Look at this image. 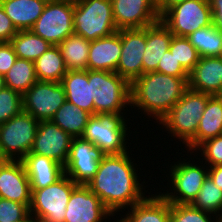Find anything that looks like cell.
Masks as SVG:
<instances>
[{
  "instance_id": "7dc6e473",
  "label": "cell",
  "mask_w": 222,
  "mask_h": 222,
  "mask_svg": "<svg viewBox=\"0 0 222 222\" xmlns=\"http://www.w3.org/2000/svg\"><path fill=\"white\" fill-rule=\"evenodd\" d=\"M46 2H53V1H59V0H44Z\"/></svg>"
},
{
  "instance_id": "7bdbcfd3",
  "label": "cell",
  "mask_w": 222,
  "mask_h": 222,
  "mask_svg": "<svg viewBox=\"0 0 222 222\" xmlns=\"http://www.w3.org/2000/svg\"><path fill=\"white\" fill-rule=\"evenodd\" d=\"M184 1L185 0H156L157 12L161 17L167 10Z\"/></svg>"
},
{
  "instance_id": "bcb514c9",
  "label": "cell",
  "mask_w": 222,
  "mask_h": 222,
  "mask_svg": "<svg viewBox=\"0 0 222 222\" xmlns=\"http://www.w3.org/2000/svg\"><path fill=\"white\" fill-rule=\"evenodd\" d=\"M5 87L4 76L0 75V91Z\"/></svg>"
},
{
  "instance_id": "603a6c76",
  "label": "cell",
  "mask_w": 222,
  "mask_h": 222,
  "mask_svg": "<svg viewBox=\"0 0 222 222\" xmlns=\"http://www.w3.org/2000/svg\"><path fill=\"white\" fill-rule=\"evenodd\" d=\"M219 135H222V95H213L208 99L196 136L182 150L193 152L201 143Z\"/></svg>"
},
{
  "instance_id": "e0dca14e",
  "label": "cell",
  "mask_w": 222,
  "mask_h": 222,
  "mask_svg": "<svg viewBox=\"0 0 222 222\" xmlns=\"http://www.w3.org/2000/svg\"><path fill=\"white\" fill-rule=\"evenodd\" d=\"M115 25L120 29L145 28L160 20L156 0H111Z\"/></svg>"
},
{
  "instance_id": "5bb4252c",
  "label": "cell",
  "mask_w": 222,
  "mask_h": 222,
  "mask_svg": "<svg viewBox=\"0 0 222 222\" xmlns=\"http://www.w3.org/2000/svg\"><path fill=\"white\" fill-rule=\"evenodd\" d=\"M114 220H112V219ZM108 220V221H107ZM117 222L100 198L86 185H78L69 198L64 222Z\"/></svg>"
},
{
  "instance_id": "7a4b0ae2",
  "label": "cell",
  "mask_w": 222,
  "mask_h": 222,
  "mask_svg": "<svg viewBox=\"0 0 222 222\" xmlns=\"http://www.w3.org/2000/svg\"><path fill=\"white\" fill-rule=\"evenodd\" d=\"M188 78L154 71L144 73L135 79L130 84L131 112L128 114L134 115H130L132 121L134 120L133 117L138 116L139 118L144 115L145 118L141 117L140 123L146 119H149L146 122L158 123L182 98L183 93L188 88Z\"/></svg>"
},
{
  "instance_id": "52a82bcc",
  "label": "cell",
  "mask_w": 222,
  "mask_h": 222,
  "mask_svg": "<svg viewBox=\"0 0 222 222\" xmlns=\"http://www.w3.org/2000/svg\"><path fill=\"white\" fill-rule=\"evenodd\" d=\"M111 0H74V33L92 41L118 31Z\"/></svg>"
},
{
  "instance_id": "cb8c5ba5",
  "label": "cell",
  "mask_w": 222,
  "mask_h": 222,
  "mask_svg": "<svg viewBox=\"0 0 222 222\" xmlns=\"http://www.w3.org/2000/svg\"><path fill=\"white\" fill-rule=\"evenodd\" d=\"M173 34L159 20L146 27V46L143 54V74L157 71L164 53L169 50Z\"/></svg>"
},
{
  "instance_id": "8992f818",
  "label": "cell",
  "mask_w": 222,
  "mask_h": 222,
  "mask_svg": "<svg viewBox=\"0 0 222 222\" xmlns=\"http://www.w3.org/2000/svg\"><path fill=\"white\" fill-rule=\"evenodd\" d=\"M88 82H91L94 115L127 114L131 110L130 83L118 73L88 70Z\"/></svg>"
},
{
  "instance_id": "6da1fadb",
  "label": "cell",
  "mask_w": 222,
  "mask_h": 222,
  "mask_svg": "<svg viewBox=\"0 0 222 222\" xmlns=\"http://www.w3.org/2000/svg\"><path fill=\"white\" fill-rule=\"evenodd\" d=\"M132 151L135 152L130 149V151L121 154L105 155L99 163L97 173L86 184L114 216L141 202L147 196L146 194L152 190L147 184L150 180L154 181L151 179L154 174L151 171L148 174L151 175L147 178L146 169H141L144 165L142 164L143 160H139L144 156L136 157L137 161ZM136 161L139 162L138 164L141 162V164L138 165ZM142 170L145 172L144 176ZM141 176H143V181L140 179Z\"/></svg>"
},
{
  "instance_id": "484cf974",
  "label": "cell",
  "mask_w": 222,
  "mask_h": 222,
  "mask_svg": "<svg viewBox=\"0 0 222 222\" xmlns=\"http://www.w3.org/2000/svg\"><path fill=\"white\" fill-rule=\"evenodd\" d=\"M46 4L44 0H0V5L18 31L30 30Z\"/></svg>"
},
{
  "instance_id": "ffe728a7",
  "label": "cell",
  "mask_w": 222,
  "mask_h": 222,
  "mask_svg": "<svg viewBox=\"0 0 222 222\" xmlns=\"http://www.w3.org/2000/svg\"><path fill=\"white\" fill-rule=\"evenodd\" d=\"M188 88L210 95H222V58L200 57L189 72Z\"/></svg>"
},
{
  "instance_id": "ba28073f",
  "label": "cell",
  "mask_w": 222,
  "mask_h": 222,
  "mask_svg": "<svg viewBox=\"0 0 222 222\" xmlns=\"http://www.w3.org/2000/svg\"><path fill=\"white\" fill-rule=\"evenodd\" d=\"M78 186L64 174L58 181L41 189H31L29 212L33 222H64L66 206Z\"/></svg>"
},
{
  "instance_id": "f1b7e54d",
  "label": "cell",
  "mask_w": 222,
  "mask_h": 222,
  "mask_svg": "<svg viewBox=\"0 0 222 222\" xmlns=\"http://www.w3.org/2000/svg\"><path fill=\"white\" fill-rule=\"evenodd\" d=\"M68 71L87 70L90 41L78 34H71L59 45Z\"/></svg>"
},
{
  "instance_id": "ee69618b",
  "label": "cell",
  "mask_w": 222,
  "mask_h": 222,
  "mask_svg": "<svg viewBox=\"0 0 222 222\" xmlns=\"http://www.w3.org/2000/svg\"><path fill=\"white\" fill-rule=\"evenodd\" d=\"M208 176L222 190V165L208 167Z\"/></svg>"
},
{
  "instance_id": "44dd1931",
  "label": "cell",
  "mask_w": 222,
  "mask_h": 222,
  "mask_svg": "<svg viewBox=\"0 0 222 222\" xmlns=\"http://www.w3.org/2000/svg\"><path fill=\"white\" fill-rule=\"evenodd\" d=\"M122 52L120 30L114 34L90 41L87 69L117 73Z\"/></svg>"
},
{
  "instance_id": "1f68e13d",
  "label": "cell",
  "mask_w": 222,
  "mask_h": 222,
  "mask_svg": "<svg viewBox=\"0 0 222 222\" xmlns=\"http://www.w3.org/2000/svg\"><path fill=\"white\" fill-rule=\"evenodd\" d=\"M4 81L6 87L23 95L38 81L34 62L17 58L9 71L4 75Z\"/></svg>"
},
{
  "instance_id": "60d3db41",
  "label": "cell",
  "mask_w": 222,
  "mask_h": 222,
  "mask_svg": "<svg viewBox=\"0 0 222 222\" xmlns=\"http://www.w3.org/2000/svg\"><path fill=\"white\" fill-rule=\"evenodd\" d=\"M17 32L18 30L0 5V42H10Z\"/></svg>"
},
{
  "instance_id": "83f0119b",
  "label": "cell",
  "mask_w": 222,
  "mask_h": 222,
  "mask_svg": "<svg viewBox=\"0 0 222 222\" xmlns=\"http://www.w3.org/2000/svg\"><path fill=\"white\" fill-rule=\"evenodd\" d=\"M91 116L92 115L87 111L66 100L56 111L51 121L57 124L71 137L78 138L82 136Z\"/></svg>"
},
{
  "instance_id": "3957f363",
  "label": "cell",
  "mask_w": 222,
  "mask_h": 222,
  "mask_svg": "<svg viewBox=\"0 0 222 222\" xmlns=\"http://www.w3.org/2000/svg\"><path fill=\"white\" fill-rule=\"evenodd\" d=\"M183 152L185 154H182ZM183 152H176L177 153V154L175 153L176 157L175 156L173 157L175 160H173V158L166 159V156H164L163 158L165 159V161L169 160L167 161L168 163L164 162V164L162 165L164 166L163 168L165 169L167 168V170L159 168L160 170L159 173L163 170V172H161V174L163 173V176L162 175L160 176L162 180L159 179L161 185L158 184L156 181V184L159 185V188L158 187L155 188L156 190H161V192L159 191V193L170 204H192V202L196 199L203 185V182L208 177V166L204 162H202L199 158H197V156H195L194 153L187 152L186 154V151ZM177 156L180 158L177 159L178 158ZM172 160L173 162H170ZM163 182H166L165 184L166 186L164 185Z\"/></svg>"
},
{
  "instance_id": "277c9868",
  "label": "cell",
  "mask_w": 222,
  "mask_h": 222,
  "mask_svg": "<svg viewBox=\"0 0 222 222\" xmlns=\"http://www.w3.org/2000/svg\"><path fill=\"white\" fill-rule=\"evenodd\" d=\"M211 96L210 94L187 88L182 98L160 119L158 124H155L159 129L161 128L159 132L162 130L163 134L164 132L167 133H165L168 136L167 141L171 137L170 141H174V144L178 143L177 148L174 149L175 151H179L180 148V151H182V146L184 148L196 136L199 121Z\"/></svg>"
},
{
  "instance_id": "ac0fdd59",
  "label": "cell",
  "mask_w": 222,
  "mask_h": 222,
  "mask_svg": "<svg viewBox=\"0 0 222 222\" xmlns=\"http://www.w3.org/2000/svg\"><path fill=\"white\" fill-rule=\"evenodd\" d=\"M31 186L21 160H7L0 165V198L25 204L31 203Z\"/></svg>"
},
{
  "instance_id": "5b68a950",
  "label": "cell",
  "mask_w": 222,
  "mask_h": 222,
  "mask_svg": "<svg viewBox=\"0 0 222 222\" xmlns=\"http://www.w3.org/2000/svg\"><path fill=\"white\" fill-rule=\"evenodd\" d=\"M128 116L127 114L108 113L92 115L81 138L92 142L106 155L121 154L130 151L129 149H135L136 146H131V142L140 133L137 132V128L140 129L139 123L133 129L134 131H131L130 128H133V126H131L132 123L130 122L131 116L127 118ZM132 132L135 136L131 135Z\"/></svg>"
},
{
  "instance_id": "c3c4849f",
  "label": "cell",
  "mask_w": 222,
  "mask_h": 222,
  "mask_svg": "<svg viewBox=\"0 0 222 222\" xmlns=\"http://www.w3.org/2000/svg\"><path fill=\"white\" fill-rule=\"evenodd\" d=\"M15 222H33V221H15Z\"/></svg>"
},
{
  "instance_id": "8fae6325",
  "label": "cell",
  "mask_w": 222,
  "mask_h": 222,
  "mask_svg": "<svg viewBox=\"0 0 222 222\" xmlns=\"http://www.w3.org/2000/svg\"><path fill=\"white\" fill-rule=\"evenodd\" d=\"M74 0L47 2L43 13L30 29L52 45H59L73 28Z\"/></svg>"
},
{
  "instance_id": "d6986e66",
  "label": "cell",
  "mask_w": 222,
  "mask_h": 222,
  "mask_svg": "<svg viewBox=\"0 0 222 222\" xmlns=\"http://www.w3.org/2000/svg\"><path fill=\"white\" fill-rule=\"evenodd\" d=\"M148 185L154 192L150 191L141 202L116 216L117 222H170V203L155 190V185Z\"/></svg>"
},
{
  "instance_id": "8d00e7d4",
  "label": "cell",
  "mask_w": 222,
  "mask_h": 222,
  "mask_svg": "<svg viewBox=\"0 0 222 222\" xmlns=\"http://www.w3.org/2000/svg\"><path fill=\"white\" fill-rule=\"evenodd\" d=\"M192 153L208 167L222 165V135L206 140Z\"/></svg>"
},
{
  "instance_id": "f6af8a7d",
  "label": "cell",
  "mask_w": 222,
  "mask_h": 222,
  "mask_svg": "<svg viewBox=\"0 0 222 222\" xmlns=\"http://www.w3.org/2000/svg\"><path fill=\"white\" fill-rule=\"evenodd\" d=\"M7 161L6 157L3 155L1 147H0V165Z\"/></svg>"
},
{
  "instance_id": "f35d334b",
  "label": "cell",
  "mask_w": 222,
  "mask_h": 222,
  "mask_svg": "<svg viewBox=\"0 0 222 222\" xmlns=\"http://www.w3.org/2000/svg\"><path fill=\"white\" fill-rule=\"evenodd\" d=\"M157 71L176 77H189V73L183 68L179 61L176 60L170 50H167L164 53V57L159 61Z\"/></svg>"
},
{
  "instance_id": "d6a6232c",
  "label": "cell",
  "mask_w": 222,
  "mask_h": 222,
  "mask_svg": "<svg viewBox=\"0 0 222 222\" xmlns=\"http://www.w3.org/2000/svg\"><path fill=\"white\" fill-rule=\"evenodd\" d=\"M194 208L212 213L222 218V190L208 176L191 204Z\"/></svg>"
},
{
  "instance_id": "30bf717a",
  "label": "cell",
  "mask_w": 222,
  "mask_h": 222,
  "mask_svg": "<svg viewBox=\"0 0 222 222\" xmlns=\"http://www.w3.org/2000/svg\"><path fill=\"white\" fill-rule=\"evenodd\" d=\"M160 21L174 36L187 37L197 29L213 24L209 0H185L167 10Z\"/></svg>"
},
{
  "instance_id": "ab89813d",
  "label": "cell",
  "mask_w": 222,
  "mask_h": 222,
  "mask_svg": "<svg viewBox=\"0 0 222 222\" xmlns=\"http://www.w3.org/2000/svg\"><path fill=\"white\" fill-rule=\"evenodd\" d=\"M10 42H0V75H5L17 60Z\"/></svg>"
},
{
  "instance_id": "b9f144b4",
  "label": "cell",
  "mask_w": 222,
  "mask_h": 222,
  "mask_svg": "<svg viewBox=\"0 0 222 222\" xmlns=\"http://www.w3.org/2000/svg\"><path fill=\"white\" fill-rule=\"evenodd\" d=\"M213 23L222 29V0H209Z\"/></svg>"
},
{
  "instance_id": "9a60e30c",
  "label": "cell",
  "mask_w": 222,
  "mask_h": 222,
  "mask_svg": "<svg viewBox=\"0 0 222 222\" xmlns=\"http://www.w3.org/2000/svg\"><path fill=\"white\" fill-rule=\"evenodd\" d=\"M122 52L117 73L130 84L143 74V54L146 46V27L120 29Z\"/></svg>"
},
{
  "instance_id": "f546056e",
  "label": "cell",
  "mask_w": 222,
  "mask_h": 222,
  "mask_svg": "<svg viewBox=\"0 0 222 222\" xmlns=\"http://www.w3.org/2000/svg\"><path fill=\"white\" fill-rule=\"evenodd\" d=\"M200 57L220 56L222 53V29L214 23L197 29L186 37Z\"/></svg>"
},
{
  "instance_id": "7402d4cb",
  "label": "cell",
  "mask_w": 222,
  "mask_h": 222,
  "mask_svg": "<svg viewBox=\"0 0 222 222\" xmlns=\"http://www.w3.org/2000/svg\"><path fill=\"white\" fill-rule=\"evenodd\" d=\"M21 161L31 189H41L54 184L65 174L63 165L46 156L29 152Z\"/></svg>"
},
{
  "instance_id": "836d02e7",
  "label": "cell",
  "mask_w": 222,
  "mask_h": 222,
  "mask_svg": "<svg viewBox=\"0 0 222 222\" xmlns=\"http://www.w3.org/2000/svg\"><path fill=\"white\" fill-rule=\"evenodd\" d=\"M169 50L189 73L200 59L198 51L186 37L172 36Z\"/></svg>"
},
{
  "instance_id": "9c48e42d",
  "label": "cell",
  "mask_w": 222,
  "mask_h": 222,
  "mask_svg": "<svg viewBox=\"0 0 222 222\" xmlns=\"http://www.w3.org/2000/svg\"><path fill=\"white\" fill-rule=\"evenodd\" d=\"M39 121L22 111L0 126V147L7 160H22L31 150Z\"/></svg>"
},
{
  "instance_id": "74e56055",
  "label": "cell",
  "mask_w": 222,
  "mask_h": 222,
  "mask_svg": "<svg viewBox=\"0 0 222 222\" xmlns=\"http://www.w3.org/2000/svg\"><path fill=\"white\" fill-rule=\"evenodd\" d=\"M33 221L29 208L20 202L0 198V222Z\"/></svg>"
},
{
  "instance_id": "4dcf8cb0",
  "label": "cell",
  "mask_w": 222,
  "mask_h": 222,
  "mask_svg": "<svg viewBox=\"0 0 222 222\" xmlns=\"http://www.w3.org/2000/svg\"><path fill=\"white\" fill-rule=\"evenodd\" d=\"M10 43L18 58L33 62L52 45L31 30H19L11 38Z\"/></svg>"
},
{
  "instance_id": "4316f807",
  "label": "cell",
  "mask_w": 222,
  "mask_h": 222,
  "mask_svg": "<svg viewBox=\"0 0 222 222\" xmlns=\"http://www.w3.org/2000/svg\"><path fill=\"white\" fill-rule=\"evenodd\" d=\"M34 65L38 81L61 82L68 71L58 45H51Z\"/></svg>"
},
{
  "instance_id": "2e32d148",
  "label": "cell",
  "mask_w": 222,
  "mask_h": 222,
  "mask_svg": "<svg viewBox=\"0 0 222 222\" xmlns=\"http://www.w3.org/2000/svg\"><path fill=\"white\" fill-rule=\"evenodd\" d=\"M72 139L73 137L51 120L39 121L30 153L49 157L65 166Z\"/></svg>"
},
{
  "instance_id": "4fadbf2b",
  "label": "cell",
  "mask_w": 222,
  "mask_h": 222,
  "mask_svg": "<svg viewBox=\"0 0 222 222\" xmlns=\"http://www.w3.org/2000/svg\"><path fill=\"white\" fill-rule=\"evenodd\" d=\"M106 154L92 142L81 137L73 138L65 174L78 185H86L97 173L100 161Z\"/></svg>"
},
{
  "instance_id": "e575fe53",
  "label": "cell",
  "mask_w": 222,
  "mask_h": 222,
  "mask_svg": "<svg viewBox=\"0 0 222 222\" xmlns=\"http://www.w3.org/2000/svg\"><path fill=\"white\" fill-rule=\"evenodd\" d=\"M170 222H221V219L191 204H170Z\"/></svg>"
},
{
  "instance_id": "d590c367",
  "label": "cell",
  "mask_w": 222,
  "mask_h": 222,
  "mask_svg": "<svg viewBox=\"0 0 222 222\" xmlns=\"http://www.w3.org/2000/svg\"><path fill=\"white\" fill-rule=\"evenodd\" d=\"M22 111V94L5 86L0 91V124L7 122Z\"/></svg>"
},
{
  "instance_id": "d4e9b609",
  "label": "cell",
  "mask_w": 222,
  "mask_h": 222,
  "mask_svg": "<svg viewBox=\"0 0 222 222\" xmlns=\"http://www.w3.org/2000/svg\"><path fill=\"white\" fill-rule=\"evenodd\" d=\"M61 84L64 87L67 101L94 115V101L91 82H88V69L67 71Z\"/></svg>"
},
{
  "instance_id": "7c38bea8",
  "label": "cell",
  "mask_w": 222,
  "mask_h": 222,
  "mask_svg": "<svg viewBox=\"0 0 222 222\" xmlns=\"http://www.w3.org/2000/svg\"><path fill=\"white\" fill-rule=\"evenodd\" d=\"M66 101L61 82L37 81L23 95V111L38 121H49Z\"/></svg>"
}]
</instances>
